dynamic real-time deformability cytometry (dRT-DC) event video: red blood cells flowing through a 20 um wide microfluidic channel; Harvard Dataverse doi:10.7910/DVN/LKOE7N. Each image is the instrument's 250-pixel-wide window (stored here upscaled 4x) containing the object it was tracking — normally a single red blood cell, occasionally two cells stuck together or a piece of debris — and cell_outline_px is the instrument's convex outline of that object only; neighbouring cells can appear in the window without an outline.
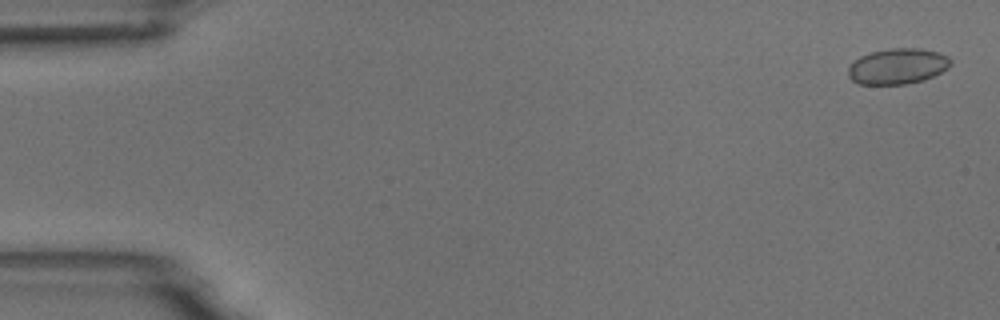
{"species": "common noctule bat (a hibernating species)", "species_latin": "Nyctalus noctula", "temperature_condition": "room temperature", "stored_images_in_passage": 3, "camera_frame_rate_fps": 3000, "um_per_image_px": 0.085, "animal": {"sex": "male", "body_mass_g": 18.8}, "frame": {"image": 1, "passage_image": 1, "time_ms": 0.0, "image_size_px": [1000, 320], "cell_outline_px": [[952, 64], [948, 68], [924, 80], [904, 84], [860, 84], [852, 80], [848, 76], [848, 68], [860, 56], [872, 52], [892, 48], [920, 48], [940, 52], [948, 56], [952, 60]], "centroid_in_image_um": [76.33, 5.62], "position_along_channel_um": 8.7, "area_um2": 21.27}}